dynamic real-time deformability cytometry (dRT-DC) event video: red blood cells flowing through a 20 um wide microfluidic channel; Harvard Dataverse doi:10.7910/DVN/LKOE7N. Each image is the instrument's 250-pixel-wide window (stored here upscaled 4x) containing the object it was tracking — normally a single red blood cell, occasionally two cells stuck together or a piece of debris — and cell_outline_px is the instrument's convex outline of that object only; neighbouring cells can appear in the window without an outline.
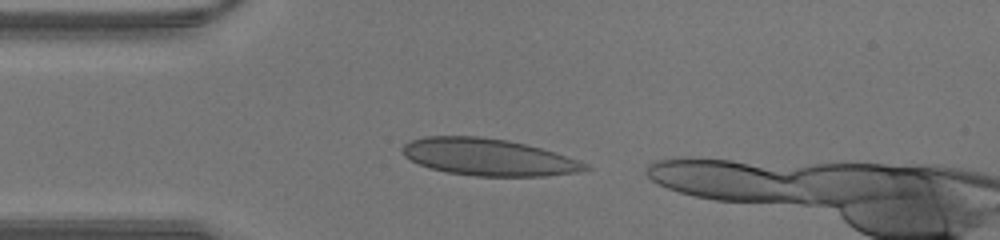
{"species": "human", "species_latin": "Homo sapiens", "temperature_condition": "warm", "stored_images_in_passage": 26, "camera_frame_rate_fps": 3000, "um_per_image_px": 0.085, "donor": {"sex": "male"}, "frame": {"image": 1, "passage_image": 2, "time_ms": 0.333, "image_size_px": [1000, 240], "cell_outline_px": [[592, 168], [576, 172], [544, 176], [476, 176], [448, 172], [432, 168], [420, 164], [404, 156], [400, 148], [404, 144], [412, 140], [424, 136], [480, 136], [508, 140], [556, 152], [580, 160], [588, 164]], "centroid_in_image_um": [41.53, 13.35], "position_along_channel_um": 43.5, "area_um2": 39.3}}
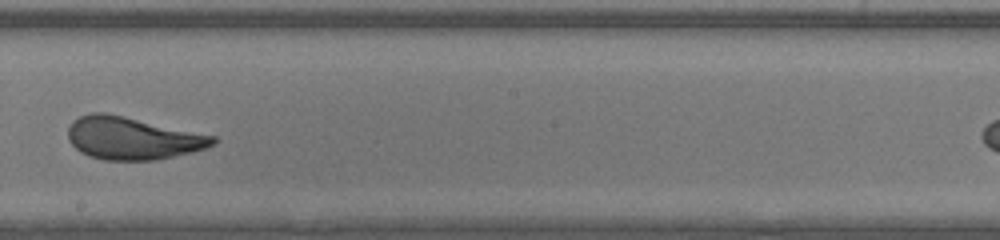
{"frame": {"image": 2, "passage_image": 15, "time_ms": 4.667, "image_size_px": [1000, 240], "cell_outline_px": [[216, 144], [192, 152], [156, 160], [104, 160], [88, 156], [80, 152], [68, 140], [68, 128], [72, 120], [88, 112], [108, 112], [216, 136]], "centroid_in_image_um": [11.23, 11.73], "position_along_channel_um": 237.0, "area_um2": 36.24}}
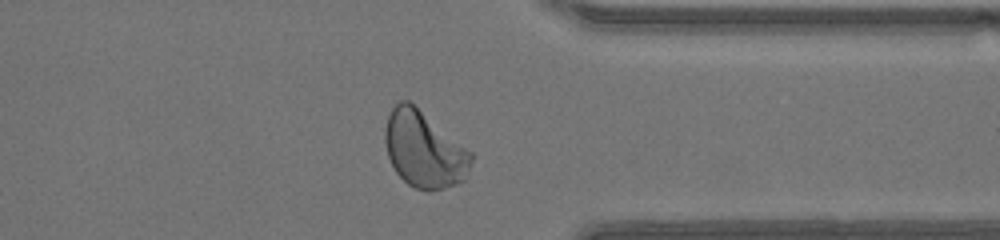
{"frame": {"image": 3, "passage_image": 24, "time_ms": 7.667, "image_size_px": [1000, 240], "cell_outline_px": [[472, 160], [464, 180], [456, 184], [444, 188], [428, 192], [416, 188], [408, 184], [396, 172], [388, 156], [384, 140], [384, 128], [388, 116], [392, 108], [400, 100], [408, 100], [472, 152]], "centroid_in_image_um": [36.03, 12.72], "position_along_channel_um": 375.4, "area_um2": 38.03}}